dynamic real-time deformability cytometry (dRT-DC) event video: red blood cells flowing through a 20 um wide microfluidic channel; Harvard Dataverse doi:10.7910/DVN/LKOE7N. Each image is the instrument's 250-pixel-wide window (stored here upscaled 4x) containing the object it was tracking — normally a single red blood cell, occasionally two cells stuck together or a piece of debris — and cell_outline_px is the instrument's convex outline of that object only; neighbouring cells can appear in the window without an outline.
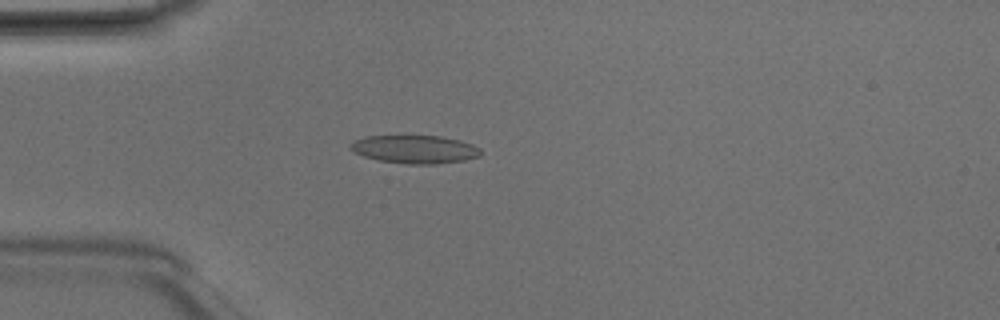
{"species": "Egyptian fruit bat (a non-hibernating species)", "species_latin": "Rousettus aegyptiacus", "temperature_condition": "room temperature", "stored_images_in_passage": 4, "camera_frame_rate_fps": 3000, "um_per_image_px": 0.085, "animal": {"sex": "male"}, "frame": {"image": 1, "passage_image": 4, "time_ms": 1.0, "image_size_px": [1000, 320], "cell_outline_px": [[480, 156], [464, 160], [436, 164], [408, 164], [380, 160], [364, 156], [352, 152], [348, 148], [348, 144], [364, 136], [440, 136], [460, 140], [472, 144], [480, 148]], "centroid_in_image_um": [35.23, 12.69], "position_along_channel_um": 49.8, "area_um2": 21.39}}